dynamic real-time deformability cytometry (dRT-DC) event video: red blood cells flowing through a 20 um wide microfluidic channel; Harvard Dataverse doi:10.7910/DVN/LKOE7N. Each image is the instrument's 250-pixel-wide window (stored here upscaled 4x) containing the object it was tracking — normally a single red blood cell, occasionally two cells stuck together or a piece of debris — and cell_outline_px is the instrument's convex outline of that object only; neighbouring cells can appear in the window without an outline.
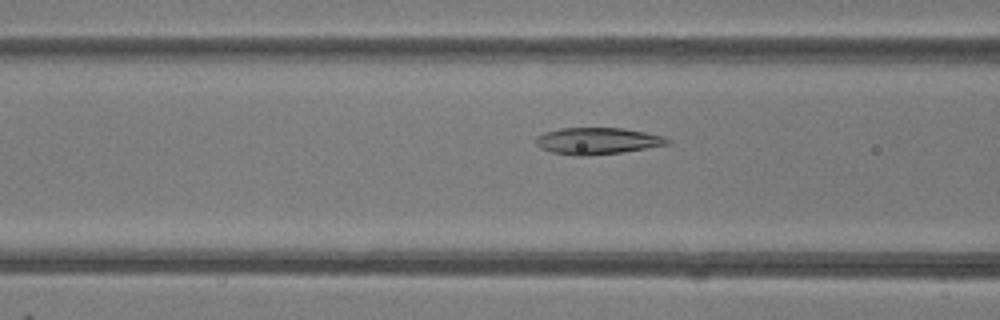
{"species": "common noctule bat (a hibernating species)", "species_latin": "Nyctalus noctula", "temperature_condition": "room temperature", "stored_images_in_passage": 36, "camera_frame_rate_fps": 3000, "um_per_image_px": 0.085, "animal": {"sex": "female"}, "frame": {"image": 1, "passage_image": 12, "time_ms": 3.667, "image_size_px": [1000, 320], "cell_outline_px": [[672, 144], [620, 152], [588, 156], [576, 156], [552, 152], [540, 148], [536, 144], [536, 136], [544, 132], [560, 128], [624, 128], [664, 136]], "centroid_in_image_um": [50.76, 11.98], "position_along_channel_um": 115.8, "area_um2": 20.46}}
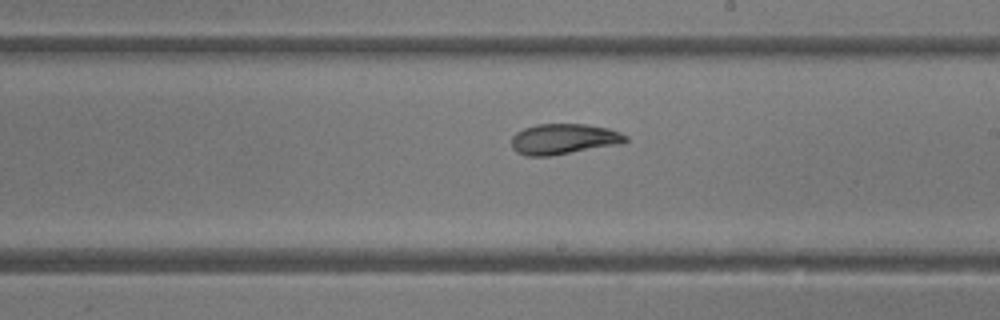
{"frame": {"image": 2, "passage_image": 21, "time_ms": 6.667, "image_size_px": [1000, 320], "cell_outline_px": [[628, 140], [624, 144], [552, 156], [528, 156], [516, 152], [512, 148], [512, 136], [516, 132], [524, 128], [536, 124], [584, 124], [608, 128], [620, 132], [628, 136]], "centroid_in_image_um": [47.95, 11.83], "position_along_channel_um": 241.1, "area_um2": 20.69}}
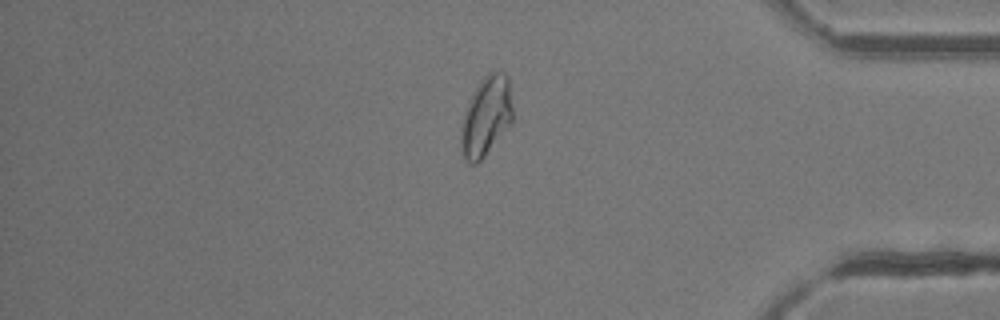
{"frame": {"image": 3, "passage_image": 34, "time_ms": 11.0, "image_size_px": [1000, 320], "cell_outline_px": [[512, 120], [484, 156], [476, 164], [468, 164], [460, 152], [460, 128], [464, 112], [480, 80], [488, 72], [504, 72], [508, 76], [512, 108]], "centroid_in_image_um": [41.28, 9.9], "position_along_channel_um": 393.9, "area_um2": 23.7}, "authors_computed_cell_mechanics": {"area_um2": 20.6346, "velocity_mm_per_s": 4.1799, "shape_relaxation_time_tau1_ms": 4.4645, "shape_relaxation_time_tau2_ms": 4.0713, "deformation_change_tau1": 0.1291, "deformation_change_tau2": 0.0902}}